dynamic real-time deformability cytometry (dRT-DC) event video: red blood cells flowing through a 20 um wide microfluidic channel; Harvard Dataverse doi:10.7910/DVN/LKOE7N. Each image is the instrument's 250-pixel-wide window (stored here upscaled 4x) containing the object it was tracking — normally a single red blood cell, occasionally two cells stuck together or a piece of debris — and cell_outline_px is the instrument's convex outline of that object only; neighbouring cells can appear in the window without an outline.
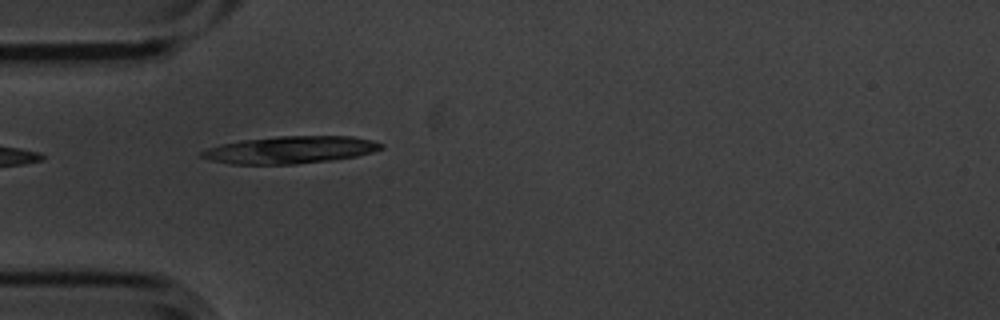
{"species": "common noctule bat (a hibernating species)", "species_latin": "Nyctalus noctula", "temperature_condition": "cold", "stored_images_in_passage": 2, "camera_frame_rate_fps": 3000, "um_per_image_px": 0.085, "animal": {"sex": "male", "body_mass_g": 20.1, "forearm_length_mm": 53.5}, "frame": {"image": 1, "passage_image": 2, "time_ms": 0.333, "image_size_px": [1000, 320], "cell_outline_px": [[384, 148], [372, 152], [356, 156], [328, 160], [296, 164], [232, 164], [212, 160], [200, 156], [200, 152], [208, 148], [220, 144], [244, 140], [276, 136], [352, 136], [372, 140], [384, 144]], "centroid_in_image_um": [24.69, 12.73], "position_along_channel_um": 60.3, "area_um2": 28.38}}